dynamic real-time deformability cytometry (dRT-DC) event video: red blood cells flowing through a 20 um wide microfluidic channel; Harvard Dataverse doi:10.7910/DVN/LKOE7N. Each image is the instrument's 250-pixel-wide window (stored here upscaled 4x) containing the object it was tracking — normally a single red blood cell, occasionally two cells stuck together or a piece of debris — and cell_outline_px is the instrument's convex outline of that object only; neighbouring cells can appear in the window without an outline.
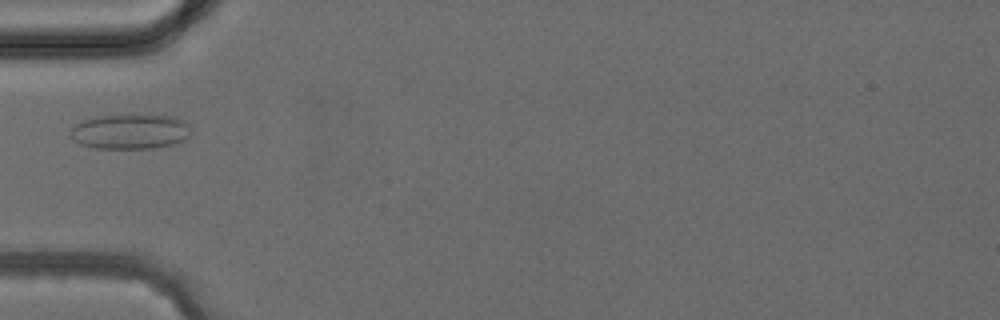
{"species": "common noctule bat (a hibernating species)", "species_latin": "Nyctalus noctula", "temperature_condition": "cold", "stored_images_in_passage": 3, "camera_frame_rate_fps": 3000, "um_per_image_px": 0.085, "animal": {"sex": "female", "body_mass_g": 24.6, "forearm_length_mm": 56.2}, "frame": {"image": 1, "passage_image": 3, "time_ms": 4.0, "image_size_px": [1000, 320], "cell_outline_px": [[188, 136], [184, 140], [172, 144], [152, 148], [96, 148], [80, 144], [72, 136], [72, 128], [76, 124], [84, 120], [96, 116], [128, 112], [132, 112], [176, 116], [184, 120], [188, 124]], "centroid_in_image_um": [11.1, 11.12], "position_along_channel_um": 73.9, "area_um2": 25.14}}